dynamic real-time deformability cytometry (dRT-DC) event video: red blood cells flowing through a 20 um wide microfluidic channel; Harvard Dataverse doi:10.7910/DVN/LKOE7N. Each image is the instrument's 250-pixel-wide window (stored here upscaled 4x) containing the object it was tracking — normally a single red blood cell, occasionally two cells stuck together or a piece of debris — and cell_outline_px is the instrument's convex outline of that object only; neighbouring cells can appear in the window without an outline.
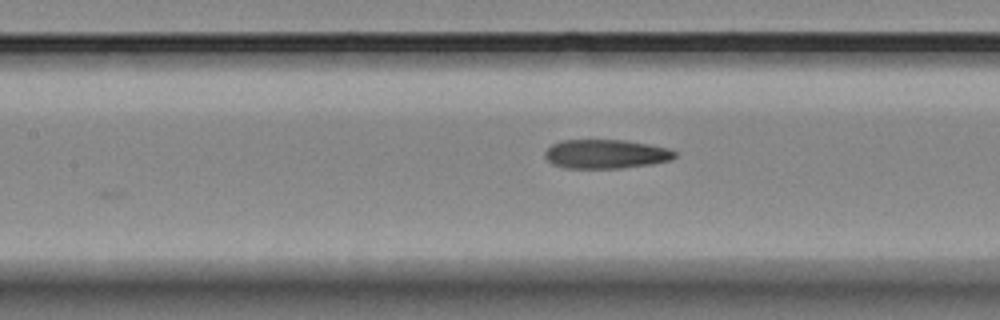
{"species": "Egyptian fruit bat (a non-hibernating species)", "species_latin": "Rousettus aegyptiacus", "temperature_condition": "room temperature", "stored_images_in_passage": 4, "camera_frame_rate_fps": 3000, "um_per_image_px": 0.085, "animal": {"sex": "female"}, "frame": {"image": 1, "passage_image": 4, "time_ms": 3.667, "image_size_px": [1000, 320], "cell_outline_px": [[676, 156], [672, 160], [652, 164], [620, 168], [564, 168], [552, 164], [544, 156], [544, 152], [552, 144], [560, 140], [624, 140], [648, 144], [668, 148], [676, 152]], "centroid_in_image_um": [51.49, 13.09], "position_along_channel_um": 155.9, "area_um2": 22.08}}